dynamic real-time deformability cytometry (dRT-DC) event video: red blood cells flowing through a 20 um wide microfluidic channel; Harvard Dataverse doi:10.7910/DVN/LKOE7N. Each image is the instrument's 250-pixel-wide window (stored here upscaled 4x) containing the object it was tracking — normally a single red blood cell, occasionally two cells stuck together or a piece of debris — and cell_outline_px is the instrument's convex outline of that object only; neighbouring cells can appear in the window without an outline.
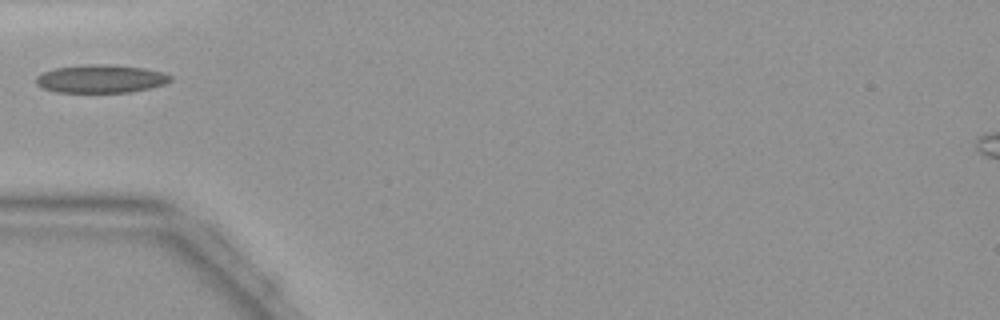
{"species": "common noctule bat (a hibernating species)", "species_latin": "Nyctalus noctula", "temperature_condition": "warm", "stored_images_in_passage": 18, "camera_frame_rate_fps": 3000, "um_per_image_px": 0.085, "animal": {"sex": "female", "body_mass_g": 19.9}, "frame": {"image": 1, "passage_image": 1, "time_ms": 0.0, "image_size_px": [1000, 320], "cell_outline_px": [[172, 80], [164, 84], [148, 88], [128, 92], [56, 92], [40, 88], [36, 84], [36, 76], [44, 72], [56, 68], [88, 64], [104, 64], [144, 68], [164, 72], [172, 76]], "centroid_in_image_um": [8.56, 6.7], "position_along_channel_um": 76.4, "area_um2": 21.96}}
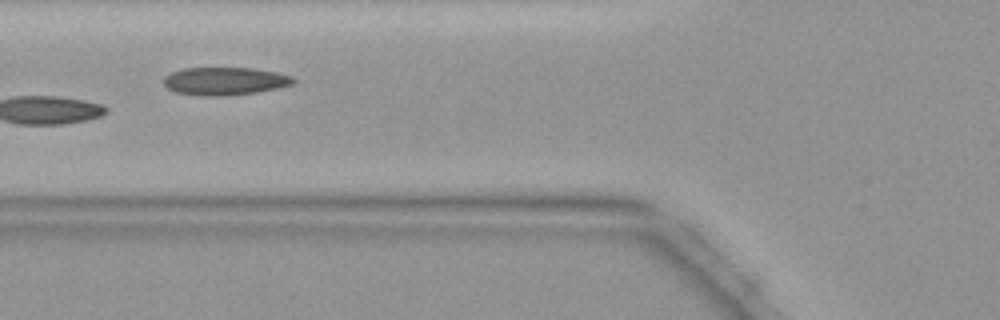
{"frame": {"image": 2, "passage_image": 3, "time_ms": 0.667, "image_size_px": [1000, 320], "cell_outline_px": [[296, 84], [256, 92], [224, 96], [204, 96], [176, 92], [164, 88], [164, 76], [172, 72], [184, 68], [252, 68], [276, 72], [292, 76], [296, 80]], "centroid_in_image_um": [19.11, 6.9], "position_along_channel_um": 106.7, "area_um2": 21.15}}
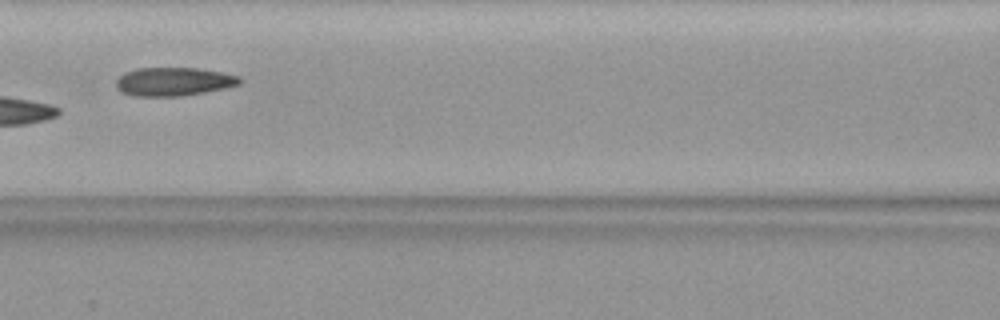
{"frame": {"image": 3, "passage_image": 6, "time_ms": 1.667, "image_size_px": [1000, 320], "cell_outline_px": [[244, 80], [240, 84], [224, 88], [204, 92], [180, 96], [132, 96], [120, 92], [116, 88], [116, 80], [124, 72], [140, 68], [196, 68], [224, 72], [240, 76]], "centroid_in_image_um": [14.76, 6.94], "position_along_channel_um": 151.8, "area_um2": 20.69}}